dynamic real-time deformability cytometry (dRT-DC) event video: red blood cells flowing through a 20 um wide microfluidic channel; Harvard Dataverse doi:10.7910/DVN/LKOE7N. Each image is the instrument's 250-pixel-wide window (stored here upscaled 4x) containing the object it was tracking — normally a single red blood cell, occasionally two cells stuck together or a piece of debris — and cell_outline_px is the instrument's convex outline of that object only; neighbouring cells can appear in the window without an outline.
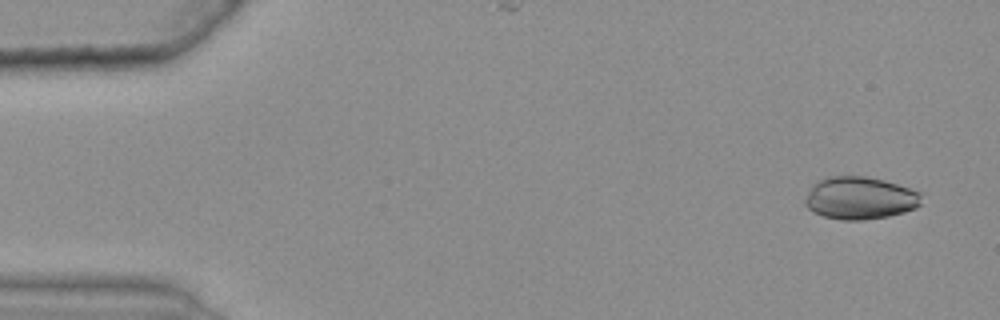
{"species": "common noctule bat (a hibernating species)", "species_latin": "Nyctalus noctula", "temperature_condition": "warm", "stored_images_in_passage": 49, "camera_frame_rate_fps": 3000, "um_per_image_px": 0.085, "animal": {"sex": "female", "body_mass_g": 25.1}, "frame": {"image": 1, "passage_image": 3, "time_ms": 0.667, "image_size_px": [1000, 320], "cell_outline_px": [[920, 204], [916, 208], [904, 212], [888, 216], [864, 220], [840, 220], [824, 216], [812, 212], [804, 204], [804, 200], [812, 184], [816, 180], [832, 176], [864, 176], [884, 180], [920, 192]], "centroid_in_image_um": [73.05, 16.84], "position_along_channel_um": 12.0, "area_um2": 28.9}}
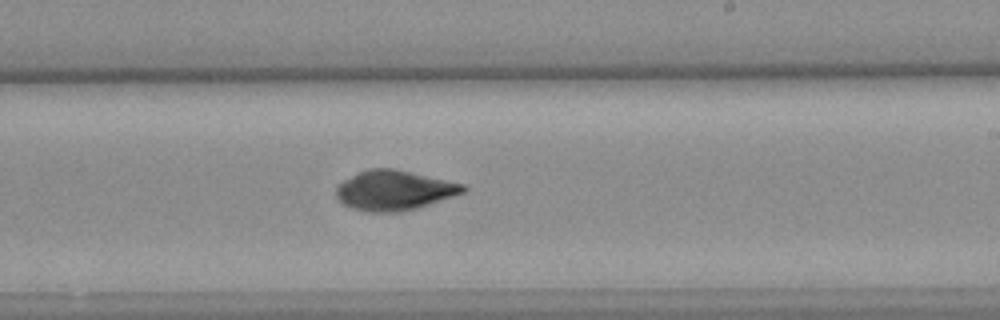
{"frame": {"image": 2, "passage_image": 33, "time_ms": 10.667, "image_size_px": [1000, 320], "cell_outline_px": [[468, 188], [464, 192], [416, 208], [400, 212], [368, 212], [352, 208], [344, 204], [336, 196], [336, 184], [368, 168], [392, 168], [464, 184]], "centroid_in_image_um": [33.47, 16.18], "position_along_channel_um": 255.5, "area_um2": 29.13}}
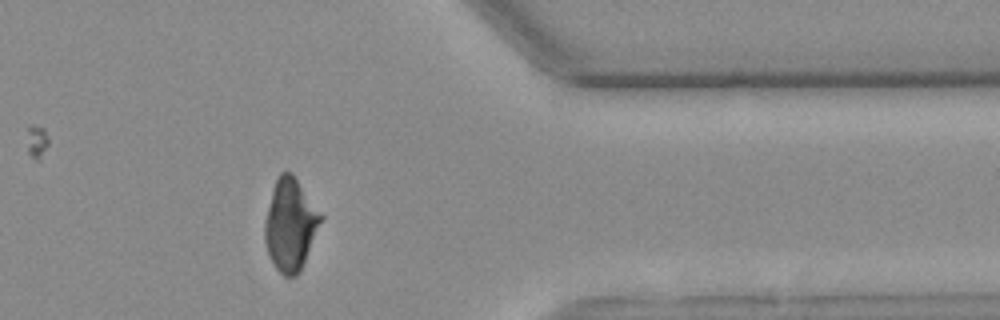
{"frame": {"image": 3, "passage_image": 45, "time_ms": 14.667, "image_size_px": [1000, 320], "cell_outline_px": [[324, 216], [300, 272], [296, 276], [284, 276], [276, 268], [268, 252], [264, 240], [264, 220], [272, 188], [276, 176], [280, 172], [292, 172]], "centroid_in_image_um": [24.67, 19.06], "position_along_channel_um": 386.7, "area_um2": 30.17}, "authors_computed_cell_mechanics": {"area_um2": 29.1312, "velocity_mm_per_s": 3.6757, "shape_relaxation_time_tau1_ms": 6.9838, "shape_relaxation_time_tau2_ms": 2.3286, "deformation_change_tau1": 0.189, "deformation_change_tau2": 0.0452}}